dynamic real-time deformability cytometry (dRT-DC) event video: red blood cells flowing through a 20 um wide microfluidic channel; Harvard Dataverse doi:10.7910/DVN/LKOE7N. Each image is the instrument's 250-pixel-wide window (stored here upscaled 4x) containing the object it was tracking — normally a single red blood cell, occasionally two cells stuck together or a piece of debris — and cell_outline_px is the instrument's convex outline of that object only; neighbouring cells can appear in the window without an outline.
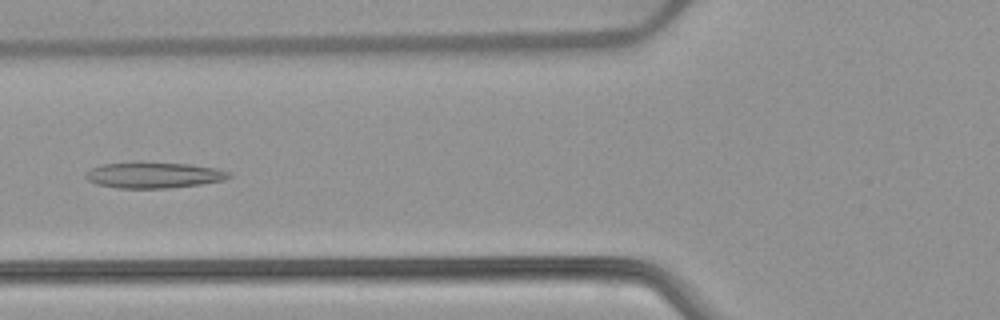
{"species": "common noctule bat (a hibernating species)", "species_latin": "Nyctalus noctula", "temperature_condition": "warm", "stored_images_in_passage": 52, "camera_frame_rate_fps": 3000, "um_per_image_px": 0.085, "animal": {"sex": "female", "body_mass_g": 22.7, "forearm_length_mm": 54.2}, "frame": {"image": 1, "passage_image": 20, "time_ms": 6.333, "image_size_px": [1000, 320], "cell_outline_px": [[232, 176], [224, 180], [200, 184], [168, 188], [116, 188], [96, 184], [88, 180], [84, 176], [84, 172], [100, 164], [192, 164], [216, 168], [232, 172]], "centroid_in_image_um": [13.09, 14.91], "position_along_channel_um": 112.7, "area_um2": 21.15}}
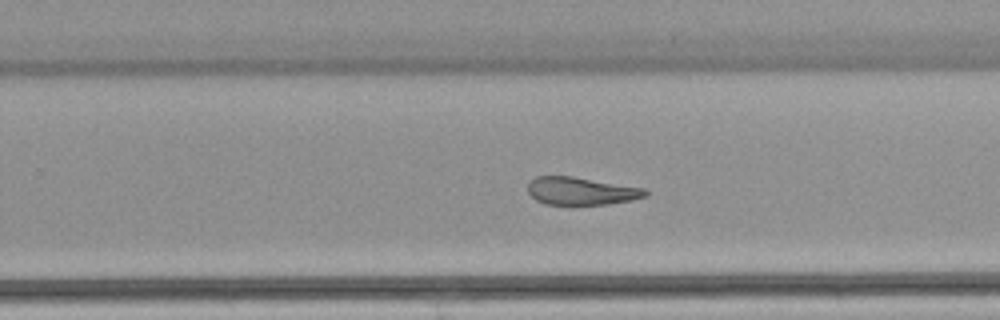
{"frame": {"image": 2, "passage_image": 33, "time_ms": 10.667, "image_size_px": [1000, 320], "cell_outline_px": [[652, 192], [648, 196], [632, 200], [608, 204], [544, 204], [536, 200], [528, 192], [528, 184], [536, 176], [572, 176], [648, 188]], "centroid_in_image_um": [49.49, 16.23], "position_along_channel_um": 280.3, "area_um2": 19.25}}
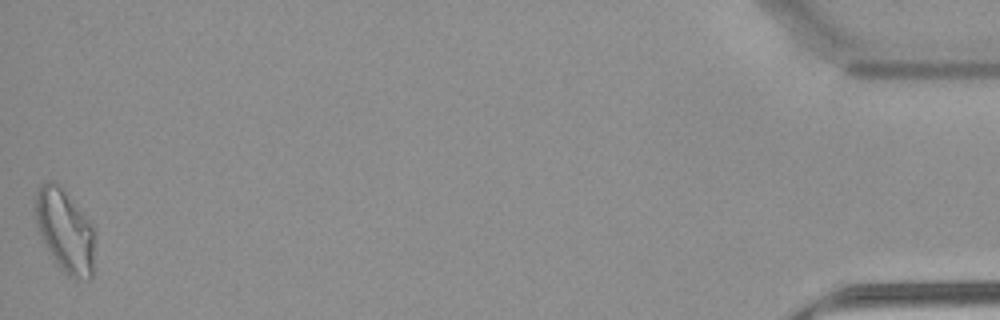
{"frame": {"image": 3, "passage_image": 52, "time_ms": 17.0, "image_size_px": [1000, 320], "cell_outline_px": [[96, 236], [92, 276], [88, 280], [76, 280], [68, 276], [56, 264], [44, 244], [36, 228], [36, 188], [40, 184], [52, 180], [56, 180], [60, 184], [92, 224]], "centroid_in_image_um": [5.54, 19.63], "position_along_channel_um": 429.7, "area_um2": 29.42}, "authors_computed_cell_mechanics": {"area_um2": 22.5131, "velocity_mm_per_s": 3.8825, "shape_relaxation_time_tau1_ms": null, "shape_relaxation_time_tau2_ms": 3.5664, "deformation_change_tau1": null, "deformation_change_tau2": 0.1361}}